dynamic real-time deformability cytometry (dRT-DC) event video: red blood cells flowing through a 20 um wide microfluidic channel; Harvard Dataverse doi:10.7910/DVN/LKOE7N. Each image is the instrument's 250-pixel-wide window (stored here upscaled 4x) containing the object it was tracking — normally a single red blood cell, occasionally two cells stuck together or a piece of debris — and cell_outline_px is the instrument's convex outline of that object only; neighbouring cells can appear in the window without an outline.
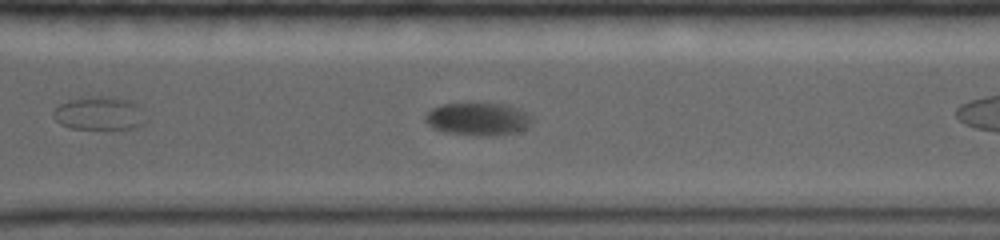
{"species": "common noctule bat (a hibernating species)", "species_latin": "Nyctalus noctula", "temperature_condition": "warm", "stored_images_in_passage": 28, "camera_frame_rate_fps": 5000, "um_per_image_px": 0.085, "animal": {"sex": "female", "body_mass_g": 19.0, "forearm_length_mm": 56.7}, "frame": {"image": 1, "passage_image": 16, "time_ms": 7.6, "image_size_px": [1000, 240], "cell_outline_px": [[532, 124], [524, 128], [512, 132], [492, 136], [448, 132], [432, 128], [424, 120], [424, 116], [432, 108], [440, 104], [500, 104], [520, 108], [532, 120]], "centroid_in_image_um": [40.58, 10.11], "position_along_channel_um": 330.0, "area_um2": 19.83}}
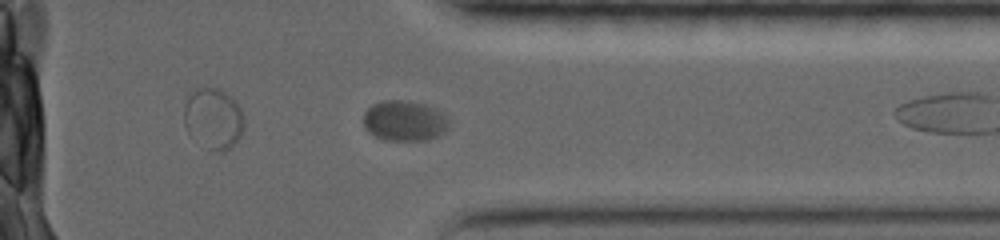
{"frame": {"image": 2, "passage_image": 20, "time_ms": 9.0, "image_size_px": [1000, 240], "cell_outline_px": [[452, 124], [440, 136], [428, 140], [384, 140], [368, 132], [364, 128], [364, 112], [372, 104], [384, 100], [400, 100], [424, 104], [436, 108], [444, 112], [452, 120]], "centroid_in_image_um": [34.45, 10.27], "position_along_channel_um": 377.0, "area_um2": 20.63}}